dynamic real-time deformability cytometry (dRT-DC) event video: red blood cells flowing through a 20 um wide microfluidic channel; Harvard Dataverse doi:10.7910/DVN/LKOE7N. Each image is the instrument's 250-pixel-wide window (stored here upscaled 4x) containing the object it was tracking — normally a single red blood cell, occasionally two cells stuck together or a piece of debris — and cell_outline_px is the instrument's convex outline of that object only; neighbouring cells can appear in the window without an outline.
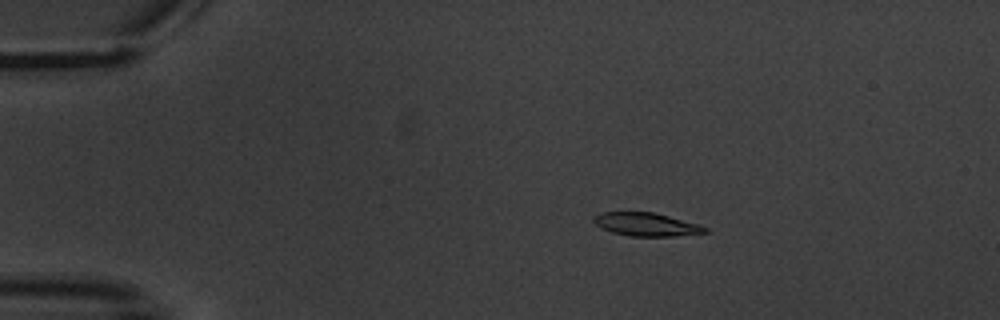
{"species": "common noctule bat (a hibernating species)", "species_latin": "Nyctalus noctula", "temperature_condition": "warm", "stored_images_in_passage": 5, "camera_frame_rate_fps": 3000, "um_per_image_px": 0.085, "animal": {"sex": "male", "body_mass_g": 20.1, "forearm_length_mm": 53.5}, "frame": {"image": 1, "passage_image": 3, "time_ms": 3.333, "image_size_px": [1000, 320], "cell_outline_px": [[708, 232], [676, 236], [628, 236], [612, 232], [596, 224], [592, 220], [592, 216], [600, 212], [652, 212], [668, 216], [696, 224], [708, 228]], "centroid_in_image_um": [54.89, 19.07], "position_along_channel_um": 30.1, "area_um2": 14.91}}